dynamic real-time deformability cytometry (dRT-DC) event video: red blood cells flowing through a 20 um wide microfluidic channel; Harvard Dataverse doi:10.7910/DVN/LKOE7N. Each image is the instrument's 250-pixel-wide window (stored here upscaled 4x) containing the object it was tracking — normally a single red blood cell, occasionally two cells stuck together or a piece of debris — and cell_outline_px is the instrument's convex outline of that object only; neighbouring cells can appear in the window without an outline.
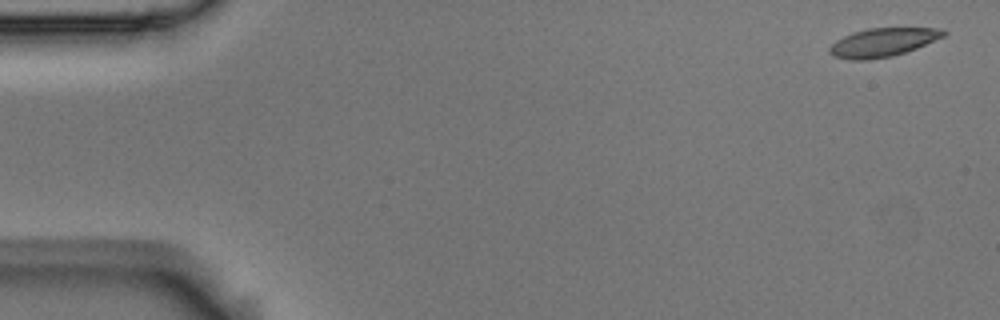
{"species": "Egyptian fruit bat (a non-hibernating species)", "species_latin": "Rousettus aegyptiacus", "temperature_condition": "room temperature", "stored_images_in_passage": 5, "camera_frame_rate_fps": 3000, "um_per_image_px": 0.085, "animal": {"sex": "male"}, "frame": {"image": 1, "passage_image": 1, "time_ms": 0.0, "image_size_px": [1000, 320], "cell_outline_px": [[948, 32], [944, 36], [916, 48], [892, 56], [868, 60], [848, 60], [832, 56], [828, 52], [828, 48], [836, 40], [852, 32], [868, 28], [944, 28]], "centroid_in_image_um": [75.01, 3.6], "position_along_channel_um": 10.0, "area_um2": 19.07}}
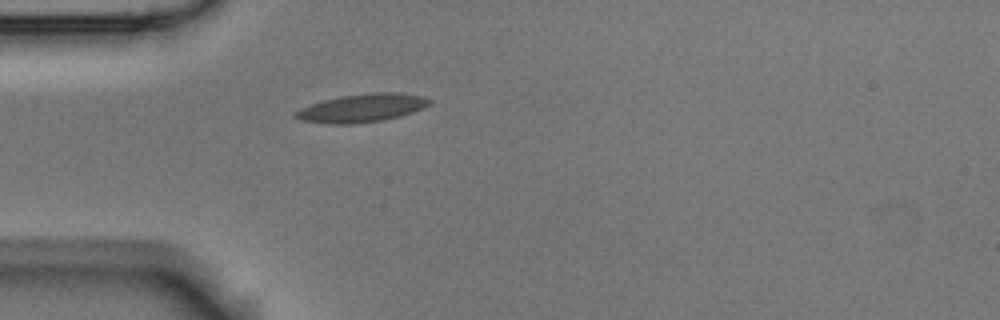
{"frame": {"image": 2, "passage_image": 5, "time_ms": 1.333, "image_size_px": [1000, 320], "cell_outline_px": [[432, 104], [412, 112], [400, 116], [384, 120], [352, 124], [332, 124], [300, 120], [292, 116], [292, 112], [300, 108], [324, 100], [340, 96], [372, 92], [396, 92], [424, 96], [432, 100]], "centroid_in_image_um": [30.77, 9.18], "position_along_channel_um": 54.2, "area_um2": 22.2}}